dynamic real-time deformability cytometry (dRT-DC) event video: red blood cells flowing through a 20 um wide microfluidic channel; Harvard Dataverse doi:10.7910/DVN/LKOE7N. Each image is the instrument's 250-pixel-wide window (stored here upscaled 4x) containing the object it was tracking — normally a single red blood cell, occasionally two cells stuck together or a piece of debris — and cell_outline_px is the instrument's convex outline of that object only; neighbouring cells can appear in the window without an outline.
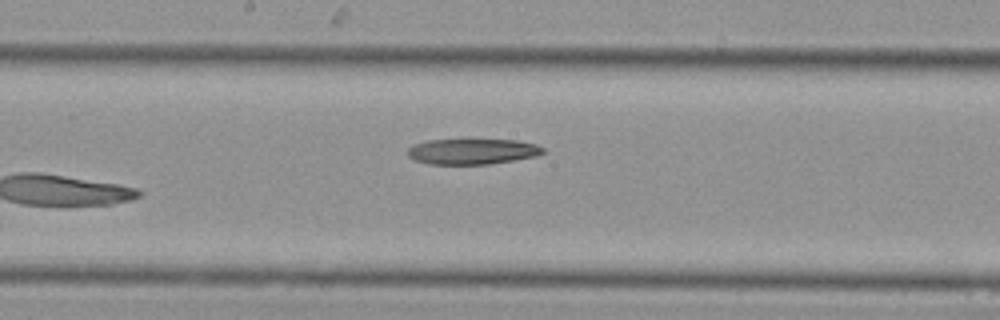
{"species": "Egyptian fruit bat (a non-hibernating species)", "species_latin": "Rousettus aegyptiacus", "temperature_condition": "cold", "stored_images_in_passage": 14, "camera_frame_rate_fps": 3000, "um_per_image_px": 0.085, "animal": {"sex": "female"}, "frame": {"image": 1, "passage_image": 14, "time_ms": 4.333, "image_size_px": [1000, 320], "cell_outline_px": [[544, 152], [536, 156], [488, 164], [428, 164], [416, 160], [408, 156], [408, 148], [412, 144], [428, 140], [520, 140], [536, 144], [544, 148]], "centroid_in_image_um": [40.14, 12.87], "position_along_channel_um": 208.1, "area_um2": 20.11}}